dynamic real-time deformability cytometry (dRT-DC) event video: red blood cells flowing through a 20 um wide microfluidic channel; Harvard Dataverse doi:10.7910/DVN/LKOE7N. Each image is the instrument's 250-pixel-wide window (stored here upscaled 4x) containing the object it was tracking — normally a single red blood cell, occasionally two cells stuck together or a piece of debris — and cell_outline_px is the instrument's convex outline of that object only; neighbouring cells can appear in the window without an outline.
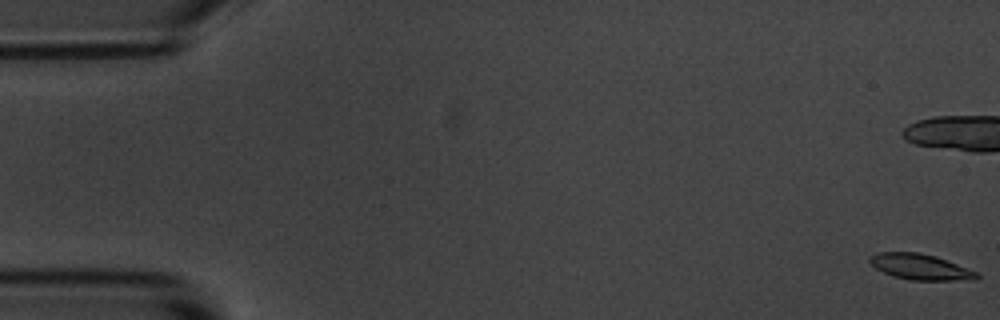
{"species": "common noctule bat (a hibernating species)", "species_latin": "Nyctalus noctula", "temperature_condition": "room temperature", "stored_images_in_passage": 5, "camera_frame_rate_fps": 3000, "um_per_image_px": 0.085, "animal": {"sex": "male", "body_mass_g": 20.1, "forearm_length_mm": 53.5}, "frame": {"image": 1, "passage_image": 1, "time_ms": 0.0, "image_size_px": [1000, 320], "cell_outline_px": [[980, 276], [976, 280], [912, 280], [892, 276], [876, 268], [868, 260], [872, 256], [880, 252], [920, 252], [936, 256], [980, 272]], "centroid_in_image_um": [78.31, 22.69], "position_along_channel_um": 6.7, "area_um2": 16.13}}